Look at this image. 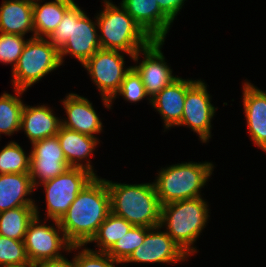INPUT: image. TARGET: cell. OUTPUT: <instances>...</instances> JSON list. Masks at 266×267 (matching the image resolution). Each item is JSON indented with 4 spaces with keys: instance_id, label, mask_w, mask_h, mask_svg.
Listing matches in <instances>:
<instances>
[{
    "instance_id": "cell-1",
    "label": "cell",
    "mask_w": 266,
    "mask_h": 267,
    "mask_svg": "<svg viewBox=\"0 0 266 267\" xmlns=\"http://www.w3.org/2000/svg\"><path fill=\"white\" fill-rule=\"evenodd\" d=\"M110 212V193L106 180L95 176L58 222L72 245L87 246Z\"/></svg>"
},
{
    "instance_id": "cell-2",
    "label": "cell",
    "mask_w": 266,
    "mask_h": 267,
    "mask_svg": "<svg viewBox=\"0 0 266 267\" xmlns=\"http://www.w3.org/2000/svg\"><path fill=\"white\" fill-rule=\"evenodd\" d=\"M97 30V19L95 22L91 20L86 12L74 3L47 39L59 50L62 65L67 55L76 58L83 65L101 49Z\"/></svg>"
},
{
    "instance_id": "cell-3",
    "label": "cell",
    "mask_w": 266,
    "mask_h": 267,
    "mask_svg": "<svg viewBox=\"0 0 266 267\" xmlns=\"http://www.w3.org/2000/svg\"><path fill=\"white\" fill-rule=\"evenodd\" d=\"M106 180L111 212L133 226L160 225L161 204L154 183L125 184Z\"/></svg>"
},
{
    "instance_id": "cell-4",
    "label": "cell",
    "mask_w": 266,
    "mask_h": 267,
    "mask_svg": "<svg viewBox=\"0 0 266 267\" xmlns=\"http://www.w3.org/2000/svg\"><path fill=\"white\" fill-rule=\"evenodd\" d=\"M209 203L202 197L179 200L161 206L160 226L189 256L197 253L194 243L206 227Z\"/></svg>"
},
{
    "instance_id": "cell-5",
    "label": "cell",
    "mask_w": 266,
    "mask_h": 267,
    "mask_svg": "<svg viewBox=\"0 0 266 267\" xmlns=\"http://www.w3.org/2000/svg\"><path fill=\"white\" fill-rule=\"evenodd\" d=\"M104 7L96 14L101 49L117 50L132 57L147 47L153 39L121 6L103 0ZM100 30V31H99Z\"/></svg>"
},
{
    "instance_id": "cell-6",
    "label": "cell",
    "mask_w": 266,
    "mask_h": 267,
    "mask_svg": "<svg viewBox=\"0 0 266 267\" xmlns=\"http://www.w3.org/2000/svg\"><path fill=\"white\" fill-rule=\"evenodd\" d=\"M214 167L213 163L208 161H190L162 168L153 182L161 206L202 197L201 189L213 174Z\"/></svg>"
},
{
    "instance_id": "cell-7",
    "label": "cell",
    "mask_w": 266,
    "mask_h": 267,
    "mask_svg": "<svg viewBox=\"0 0 266 267\" xmlns=\"http://www.w3.org/2000/svg\"><path fill=\"white\" fill-rule=\"evenodd\" d=\"M62 66L59 50L47 38H29L12 69L13 89L27 91L44 76Z\"/></svg>"
},
{
    "instance_id": "cell-8",
    "label": "cell",
    "mask_w": 266,
    "mask_h": 267,
    "mask_svg": "<svg viewBox=\"0 0 266 267\" xmlns=\"http://www.w3.org/2000/svg\"><path fill=\"white\" fill-rule=\"evenodd\" d=\"M39 213L38 205H35L36 216L28 224L24 239L26 254L31 265L60 258L64 256L63 250L67 251L66 253L72 251V244L66 239L59 222L52 220L53 224L46 225L45 219L41 221Z\"/></svg>"
},
{
    "instance_id": "cell-9",
    "label": "cell",
    "mask_w": 266,
    "mask_h": 267,
    "mask_svg": "<svg viewBox=\"0 0 266 267\" xmlns=\"http://www.w3.org/2000/svg\"><path fill=\"white\" fill-rule=\"evenodd\" d=\"M124 54L127 53L100 49L82 65L97 86L104 107L109 110L110 100L119 91L125 74L132 68L125 66Z\"/></svg>"
},
{
    "instance_id": "cell-10",
    "label": "cell",
    "mask_w": 266,
    "mask_h": 267,
    "mask_svg": "<svg viewBox=\"0 0 266 267\" xmlns=\"http://www.w3.org/2000/svg\"><path fill=\"white\" fill-rule=\"evenodd\" d=\"M95 177L84 168L70 167L57 177L42 183L46 199V221H59L81 190Z\"/></svg>"
},
{
    "instance_id": "cell-11",
    "label": "cell",
    "mask_w": 266,
    "mask_h": 267,
    "mask_svg": "<svg viewBox=\"0 0 266 267\" xmlns=\"http://www.w3.org/2000/svg\"><path fill=\"white\" fill-rule=\"evenodd\" d=\"M211 97L204 80L196 81L187 89L182 119L177 126H187L197 133L202 143L211 139L212 119L217 108L211 103Z\"/></svg>"
},
{
    "instance_id": "cell-12",
    "label": "cell",
    "mask_w": 266,
    "mask_h": 267,
    "mask_svg": "<svg viewBox=\"0 0 266 267\" xmlns=\"http://www.w3.org/2000/svg\"><path fill=\"white\" fill-rule=\"evenodd\" d=\"M164 42L165 40H153L147 47L139 50L132 57V60L136 63L132 67L140 75L150 99L178 78L177 75L172 74L171 66L169 67L165 62V56L161 50L165 44ZM142 55L143 60L139 62Z\"/></svg>"
},
{
    "instance_id": "cell-13",
    "label": "cell",
    "mask_w": 266,
    "mask_h": 267,
    "mask_svg": "<svg viewBox=\"0 0 266 267\" xmlns=\"http://www.w3.org/2000/svg\"><path fill=\"white\" fill-rule=\"evenodd\" d=\"M30 177L37 190L42 183L49 181L70 168L57 135L31 144ZM37 187V188H36Z\"/></svg>"
},
{
    "instance_id": "cell-14",
    "label": "cell",
    "mask_w": 266,
    "mask_h": 267,
    "mask_svg": "<svg viewBox=\"0 0 266 267\" xmlns=\"http://www.w3.org/2000/svg\"><path fill=\"white\" fill-rule=\"evenodd\" d=\"M189 256L161 226L150 228L145 235L143 244L138 247L123 263H169L176 264L186 261Z\"/></svg>"
},
{
    "instance_id": "cell-15",
    "label": "cell",
    "mask_w": 266,
    "mask_h": 267,
    "mask_svg": "<svg viewBox=\"0 0 266 267\" xmlns=\"http://www.w3.org/2000/svg\"><path fill=\"white\" fill-rule=\"evenodd\" d=\"M60 102L67 115L64 120L61 118V126L93 137L101 134L103 123L87 98L68 93Z\"/></svg>"
},
{
    "instance_id": "cell-16",
    "label": "cell",
    "mask_w": 266,
    "mask_h": 267,
    "mask_svg": "<svg viewBox=\"0 0 266 267\" xmlns=\"http://www.w3.org/2000/svg\"><path fill=\"white\" fill-rule=\"evenodd\" d=\"M244 115L249 136L258 148L266 152V91L245 80L242 87Z\"/></svg>"
},
{
    "instance_id": "cell-17",
    "label": "cell",
    "mask_w": 266,
    "mask_h": 267,
    "mask_svg": "<svg viewBox=\"0 0 266 267\" xmlns=\"http://www.w3.org/2000/svg\"><path fill=\"white\" fill-rule=\"evenodd\" d=\"M120 4L153 40L166 39L173 22L160 10L157 0H121Z\"/></svg>"
},
{
    "instance_id": "cell-18",
    "label": "cell",
    "mask_w": 266,
    "mask_h": 267,
    "mask_svg": "<svg viewBox=\"0 0 266 267\" xmlns=\"http://www.w3.org/2000/svg\"><path fill=\"white\" fill-rule=\"evenodd\" d=\"M195 81L178 77L151 99V106L159 112L163 119L164 129L169 130L180 123L187 89Z\"/></svg>"
},
{
    "instance_id": "cell-19",
    "label": "cell",
    "mask_w": 266,
    "mask_h": 267,
    "mask_svg": "<svg viewBox=\"0 0 266 267\" xmlns=\"http://www.w3.org/2000/svg\"><path fill=\"white\" fill-rule=\"evenodd\" d=\"M57 137L70 167L84 168L97 176L89 159L100 144L97 137L79 133L63 126H60Z\"/></svg>"
},
{
    "instance_id": "cell-20",
    "label": "cell",
    "mask_w": 266,
    "mask_h": 267,
    "mask_svg": "<svg viewBox=\"0 0 266 267\" xmlns=\"http://www.w3.org/2000/svg\"><path fill=\"white\" fill-rule=\"evenodd\" d=\"M53 113V109L45 104L24 105L20 130L24 131L31 144L57 135L61 126V119Z\"/></svg>"
},
{
    "instance_id": "cell-21",
    "label": "cell",
    "mask_w": 266,
    "mask_h": 267,
    "mask_svg": "<svg viewBox=\"0 0 266 267\" xmlns=\"http://www.w3.org/2000/svg\"><path fill=\"white\" fill-rule=\"evenodd\" d=\"M33 187L29 173L0 174V213L21 206H35L30 194Z\"/></svg>"
},
{
    "instance_id": "cell-22",
    "label": "cell",
    "mask_w": 266,
    "mask_h": 267,
    "mask_svg": "<svg viewBox=\"0 0 266 267\" xmlns=\"http://www.w3.org/2000/svg\"><path fill=\"white\" fill-rule=\"evenodd\" d=\"M0 32L25 36L33 33V0H3L0 6Z\"/></svg>"
},
{
    "instance_id": "cell-23",
    "label": "cell",
    "mask_w": 266,
    "mask_h": 267,
    "mask_svg": "<svg viewBox=\"0 0 266 267\" xmlns=\"http://www.w3.org/2000/svg\"><path fill=\"white\" fill-rule=\"evenodd\" d=\"M33 0L34 37L48 38L61 23L65 12L75 3L74 0H53L40 4Z\"/></svg>"
},
{
    "instance_id": "cell-24",
    "label": "cell",
    "mask_w": 266,
    "mask_h": 267,
    "mask_svg": "<svg viewBox=\"0 0 266 267\" xmlns=\"http://www.w3.org/2000/svg\"><path fill=\"white\" fill-rule=\"evenodd\" d=\"M35 216V206H21L1 212L0 235L24 241L28 224Z\"/></svg>"
},
{
    "instance_id": "cell-25",
    "label": "cell",
    "mask_w": 266,
    "mask_h": 267,
    "mask_svg": "<svg viewBox=\"0 0 266 267\" xmlns=\"http://www.w3.org/2000/svg\"><path fill=\"white\" fill-rule=\"evenodd\" d=\"M15 96L4 92L0 96V136H8L19 132L21 126V115L25 103L21 97L25 90L14 89Z\"/></svg>"
},
{
    "instance_id": "cell-26",
    "label": "cell",
    "mask_w": 266,
    "mask_h": 267,
    "mask_svg": "<svg viewBox=\"0 0 266 267\" xmlns=\"http://www.w3.org/2000/svg\"><path fill=\"white\" fill-rule=\"evenodd\" d=\"M132 227L130 222L110 212L89 244L95 242L98 250L95 249L94 251L107 252Z\"/></svg>"
},
{
    "instance_id": "cell-27",
    "label": "cell",
    "mask_w": 266,
    "mask_h": 267,
    "mask_svg": "<svg viewBox=\"0 0 266 267\" xmlns=\"http://www.w3.org/2000/svg\"><path fill=\"white\" fill-rule=\"evenodd\" d=\"M31 153L26 154L15 141H10L0 150V174L29 173Z\"/></svg>"
},
{
    "instance_id": "cell-28",
    "label": "cell",
    "mask_w": 266,
    "mask_h": 267,
    "mask_svg": "<svg viewBox=\"0 0 266 267\" xmlns=\"http://www.w3.org/2000/svg\"><path fill=\"white\" fill-rule=\"evenodd\" d=\"M149 229V227L133 226L106 253L119 264L124 263L143 244L145 235Z\"/></svg>"
},
{
    "instance_id": "cell-29",
    "label": "cell",
    "mask_w": 266,
    "mask_h": 267,
    "mask_svg": "<svg viewBox=\"0 0 266 267\" xmlns=\"http://www.w3.org/2000/svg\"><path fill=\"white\" fill-rule=\"evenodd\" d=\"M2 266H33L27 257L24 241L0 235V267Z\"/></svg>"
},
{
    "instance_id": "cell-30",
    "label": "cell",
    "mask_w": 266,
    "mask_h": 267,
    "mask_svg": "<svg viewBox=\"0 0 266 267\" xmlns=\"http://www.w3.org/2000/svg\"><path fill=\"white\" fill-rule=\"evenodd\" d=\"M117 95L122 96L124 100L130 103L139 102L142 99H145L146 97L149 100V103L151 104V99L146 93L142 79L133 67L125 74L124 80L121 83L119 91L110 100L111 107L114 99L116 100Z\"/></svg>"
},
{
    "instance_id": "cell-31",
    "label": "cell",
    "mask_w": 266,
    "mask_h": 267,
    "mask_svg": "<svg viewBox=\"0 0 266 267\" xmlns=\"http://www.w3.org/2000/svg\"><path fill=\"white\" fill-rule=\"evenodd\" d=\"M79 249L80 251L73 257L74 267H117L116 264H119L106 252H97L85 245L71 246V250Z\"/></svg>"
},
{
    "instance_id": "cell-32",
    "label": "cell",
    "mask_w": 266,
    "mask_h": 267,
    "mask_svg": "<svg viewBox=\"0 0 266 267\" xmlns=\"http://www.w3.org/2000/svg\"><path fill=\"white\" fill-rule=\"evenodd\" d=\"M27 41L25 36L0 32V63L11 64L13 69Z\"/></svg>"
},
{
    "instance_id": "cell-33",
    "label": "cell",
    "mask_w": 266,
    "mask_h": 267,
    "mask_svg": "<svg viewBox=\"0 0 266 267\" xmlns=\"http://www.w3.org/2000/svg\"><path fill=\"white\" fill-rule=\"evenodd\" d=\"M186 0H157L160 10L173 22Z\"/></svg>"
},
{
    "instance_id": "cell-34",
    "label": "cell",
    "mask_w": 266,
    "mask_h": 267,
    "mask_svg": "<svg viewBox=\"0 0 266 267\" xmlns=\"http://www.w3.org/2000/svg\"><path fill=\"white\" fill-rule=\"evenodd\" d=\"M33 267H74V261L68 260V258L64 256L51 259V260H44L41 262L36 263Z\"/></svg>"
},
{
    "instance_id": "cell-35",
    "label": "cell",
    "mask_w": 266,
    "mask_h": 267,
    "mask_svg": "<svg viewBox=\"0 0 266 267\" xmlns=\"http://www.w3.org/2000/svg\"><path fill=\"white\" fill-rule=\"evenodd\" d=\"M2 267H33V266H2Z\"/></svg>"
}]
</instances>
